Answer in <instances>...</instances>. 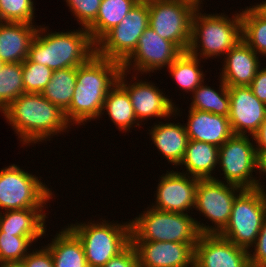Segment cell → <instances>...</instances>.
Listing matches in <instances>:
<instances>
[{"mask_svg": "<svg viewBox=\"0 0 266 267\" xmlns=\"http://www.w3.org/2000/svg\"><path fill=\"white\" fill-rule=\"evenodd\" d=\"M218 159L219 147L210 143L189 140L179 167L182 168V173L189 176L198 179H214L217 177L214 173L218 169Z\"/></svg>", "mask_w": 266, "mask_h": 267, "instance_id": "cb8c5ba5", "label": "cell"}, {"mask_svg": "<svg viewBox=\"0 0 266 267\" xmlns=\"http://www.w3.org/2000/svg\"><path fill=\"white\" fill-rule=\"evenodd\" d=\"M254 4L241 10L242 40L266 58V11Z\"/></svg>", "mask_w": 266, "mask_h": 267, "instance_id": "83f0119b", "label": "cell"}, {"mask_svg": "<svg viewBox=\"0 0 266 267\" xmlns=\"http://www.w3.org/2000/svg\"><path fill=\"white\" fill-rule=\"evenodd\" d=\"M265 11H266V0H262L260 3H258Z\"/></svg>", "mask_w": 266, "mask_h": 267, "instance_id": "ee69618b", "label": "cell"}, {"mask_svg": "<svg viewBox=\"0 0 266 267\" xmlns=\"http://www.w3.org/2000/svg\"><path fill=\"white\" fill-rule=\"evenodd\" d=\"M166 119L168 118H165V123L158 119V123L155 122L153 126H149L148 134L159 154H162L168 164L170 163L175 169L185 156L189 138L183 123L169 122L170 120L167 122Z\"/></svg>", "mask_w": 266, "mask_h": 267, "instance_id": "ffe728a7", "label": "cell"}, {"mask_svg": "<svg viewBox=\"0 0 266 267\" xmlns=\"http://www.w3.org/2000/svg\"><path fill=\"white\" fill-rule=\"evenodd\" d=\"M44 208H27L0 212V232L14 236H46L47 224Z\"/></svg>", "mask_w": 266, "mask_h": 267, "instance_id": "603a6c76", "label": "cell"}, {"mask_svg": "<svg viewBox=\"0 0 266 267\" xmlns=\"http://www.w3.org/2000/svg\"><path fill=\"white\" fill-rule=\"evenodd\" d=\"M0 267H22L21 264H4L0 265Z\"/></svg>", "mask_w": 266, "mask_h": 267, "instance_id": "7bdbcfd3", "label": "cell"}, {"mask_svg": "<svg viewBox=\"0 0 266 267\" xmlns=\"http://www.w3.org/2000/svg\"><path fill=\"white\" fill-rule=\"evenodd\" d=\"M148 26V1L140 0L117 26L96 43V54L122 64L133 53Z\"/></svg>", "mask_w": 266, "mask_h": 267, "instance_id": "7c38bea8", "label": "cell"}, {"mask_svg": "<svg viewBox=\"0 0 266 267\" xmlns=\"http://www.w3.org/2000/svg\"><path fill=\"white\" fill-rule=\"evenodd\" d=\"M139 267H191L196 243L131 241Z\"/></svg>", "mask_w": 266, "mask_h": 267, "instance_id": "ac0fdd59", "label": "cell"}, {"mask_svg": "<svg viewBox=\"0 0 266 267\" xmlns=\"http://www.w3.org/2000/svg\"><path fill=\"white\" fill-rule=\"evenodd\" d=\"M121 64L97 55L77 67V82L69 108L64 112L72 126L100 120L109 90L117 83Z\"/></svg>", "mask_w": 266, "mask_h": 267, "instance_id": "7a4b0ae2", "label": "cell"}, {"mask_svg": "<svg viewBox=\"0 0 266 267\" xmlns=\"http://www.w3.org/2000/svg\"><path fill=\"white\" fill-rule=\"evenodd\" d=\"M51 237L46 247L50 250L55 267H88L85 251L81 240L68 227Z\"/></svg>", "mask_w": 266, "mask_h": 267, "instance_id": "d4e9b609", "label": "cell"}, {"mask_svg": "<svg viewBox=\"0 0 266 267\" xmlns=\"http://www.w3.org/2000/svg\"><path fill=\"white\" fill-rule=\"evenodd\" d=\"M203 6H198L192 18L188 52L204 61L221 59L242 39L241 11L229 17L224 12L203 13Z\"/></svg>", "mask_w": 266, "mask_h": 267, "instance_id": "277c9868", "label": "cell"}, {"mask_svg": "<svg viewBox=\"0 0 266 267\" xmlns=\"http://www.w3.org/2000/svg\"><path fill=\"white\" fill-rule=\"evenodd\" d=\"M39 25L0 21V58L5 63H22Z\"/></svg>", "mask_w": 266, "mask_h": 267, "instance_id": "7402d4cb", "label": "cell"}, {"mask_svg": "<svg viewBox=\"0 0 266 267\" xmlns=\"http://www.w3.org/2000/svg\"><path fill=\"white\" fill-rule=\"evenodd\" d=\"M221 80L228 86H250L260 68L261 58L242 39L222 58Z\"/></svg>", "mask_w": 266, "mask_h": 267, "instance_id": "d6986e66", "label": "cell"}, {"mask_svg": "<svg viewBox=\"0 0 266 267\" xmlns=\"http://www.w3.org/2000/svg\"><path fill=\"white\" fill-rule=\"evenodd\" d=\"M266 216V191L244 189L234 200L229 221L219 233L236 246L250 250Z\"/></svg>", "mask_w": 266, "mask_h": 267, "instance_id": "ba28073f", "label": "cell"}, {"mask_svg": "<svg viewBox=\"0 0 266 267\" xmlns=\"http://www.w3.org/2000/svg\"><path fill=\"white\" fill-rule=\"evenodd\" d=\"M5 62L0 58V70L5 66Z\"/></svg>", "mask_w": 266, "mask_h": 267, "instance_id": "f6af8a7d", "label": "cell"}, {"mask_svg": "<svg viewBox=\"0 0 266 267\" xmlns=\"http://www.w3.org/2000/svg\"><path fill=\"white\" fill-rule=\"evenodd\" d=\"M76 79L77 67L55 70L52 72L50 82L41 94L65 112L70 106L77 82Z\"/></svg>", "mask_w": 266, "mask_h": 267, "instance_id": "4dcf8cb0", "label": "cell"}, {"mask_svg": "<svg viewBox=\"0 0 266 267\" xmlns=\"http://www.w3.org/2000/svg\"><path fill=\"white\" fill-rule=\"evenodd\" d=\"M103 115H108V120H111L121 133L132 132V127H141L127 91L118 82L106 96L100 118H103Z\"/></svg>", "mask_w": 266, "mask_h": 267, "instance_id": "484cf974", "label": "cell"}, {"mask_svg": "<svg viewBox=\"0 0 266 267\" xmlns=\"http://www.w3.org/2000/svg\"><path fill=\"white\" fill-rule=\"evenodd\" d=\"M229 122L234 135L253 136L266 119V105L254 94L250 86L229 87Z\"/></svg>", "mask_w": 266, "mask_h": 267, "instance_id": "e0dca14e", "label": "cell"}, {"mask_svg": "<svg viewBox=\"0 0 266 267\" xmlns=\"http://www.w3.org/2000/svg\"><path fill=\"white\" fill-rule=\"evenodd\" d=\"M195 1L198 2L200 5L205 4V3H203L204 0H195Z\"/></svg>", "mask_w": 266, "mask_h": 267, "instance_id": "bcb514c9", "label": "cell"}, {"mask_svg": "<svg viewBox=\"0 0 266 267\" xmlns=\"http://www.w3.org/2000/svg\"><path fill=\"white\" fill-rule=\"evenodd\" d=\"M22 63H6L0 70V113L25 93Z\"/></svg>", "mask_w": 266, "mask_h": 267, "instance_id": "d6a6232c", "label": "cell"}, {"mask_svg": "<svg viewBox=\"0 0 266 267\" xmlns=\"http://www.w3.org/2000/svg\"><path fill=\"white\" fill-rule=\"evenodd\" d=\"M219 79V88L208 86L206 81L200 84L191 94V103L189 109L210 112L213 114L229 117L230 114V97L229 87ZM205 83V84H204ZM216 89V90H215Z\"/></svg>", "mask_w": 266, "mask_h": 267, "instance_id": "f1b7e54d", "label": "cell"}, {"mask_svg": "<svg viewBox=\"0 0 266 267\" xmlns=\"http://www.w3.org/2000/svg\"><path fill=\"white\" fill-rule=\"evenodd\" d=\"M43 236H14L7 232H0V265L20 264L32 250L33 243ZM32 246V247H31Z\"/></svg>", "mask_w": 266, "mask_h": 267, "instance_id": "1f68e13d", "label": "cell"}, {"mask_svg": "<svg viewBox=\"0 0 266 267\" xmlns=\"http://www.w3.org/2000/svg\"><path fill=\"white\" fill-rule=\"evenodd\" d=\"M256 151H266V119L260 124L259 130L253 135Z\"/></svg>", "mask_w": 266, "mask_h": 267, "instance_id": "b9f144b4", "label": "cell"}, {"mask_svg": "<svg viewBox=\"0 0 266 267\" xmlns=\"http://www.w3.org/2000/svg\"><path fill=\"white\" fill-rule=\"evenodd\" d=\"M42 177L11 164L0 170V212L27 208H48L55 199L52 188ZM54 196V197H53Z\"/></svg>", "mask_w": 266, "mask_h": 267, "instance_id": "52a82bcc", "label": "cell"}, {"mask_svg": "<svg viewBox=\"0 0 266 267\" xmlns=\"http://www.w3.org/2000/svg\"><path fill=\"white\" fill-rule=\"evenodd\" d=\"M244 189L215 179H198L195 207L200 216L207 221L204 224L195 219L201 234H219L227 225L235 198ZM210 220V221H209ZM208 224V225H206Z\"/></svg>", "mask_w": 266, "mask_h": 267, "instance_id": "30bf717a", "label": "cell"}, {"mask_svg": "<svg viewBox=\"0 0 266 267\" xmlns=\"http://www.w3.org/2000/svg\"><path fill=\"white\" fill-rule=\"evenodd\" d=\"M22 267H55L50 250L44 245L32 248L20 263Z\"/></svg>", "mask_w": 266, "mask_h": 267, "instance_id": "74e56055", "label": "cell"}, {"mask_svg": "<svg viewBox=\"0 0 266 267\" xmlns=\"http://www.w3.org/2000/svg\"><path fill=\"white\" fill-rule=\"evenodd\" d=\"M182 51L171 41L160 37L150 26L140 36L133 53L121 64L129 73L149 76L157 70L167 69ZM132 71V72H131Z\"/></svg>", "mask_w": 266, "mask_h": 267, "instance_id": "5bb4252c", "label": "cell"}, {"mask_svg": "<svg viewBox=\"0 0 266 267\" xmlns=\"http://www.w3.org/2000/svg\"><path fill=\"white\" fill-rule=\"evenodd\" d=\"M194 215L157 210L150 205L131 222V241L197 243L201 233Z\"/></svg>", "mask_w": 266, "mask_h": 267, "instance_id": "8992f818", "label": "cell"}, {"mask_svg": "<svg viewBox=\"0 0 266 267\" xmlns=\"http://www.w3.org/2000/svg\"><path fill=\"white\" fill-rule=\"evenodd\" d=\"M195 267H250L249 251L219 234H201L194 249Z\"/></svg>", "mask_w": 266, "mask_h": 267, "instance_id": "2e32d148", "label": "cell"}, {"mask_svg": "<svg viewBox=\"0 0 266 267\" xmlns=\"http://www.w3.org/2000/svg\"><path fill=\"white\" fill-rule=\"evenodd\" d=\"M22 71L25 93H42L50 82L53 72L49 67L31 62L28 58L22 62Z\"/></svg>", "mask_w": 266, "mask_h": 267, "instance_id": "e575fe53", "label": "cell"}, {"mask_svg": "<svg viewBox=\"0 0 266 267\" xmlns=\"http://www.w3.org/2000/svg\"><path fill=\"white\" fill-rule=\"evenodd\" d=\"M35 0H0V21L35 24Z\"/></svg>", "mask_w": 266, "mask_h": 267, "instance_id": "836d02e7", "label": "cell"}, {"mask_svg": "<svg viewBox=\"0 0 266 267\" xmlns=\"http://www.w3.org/2000/svg\"><path fill=\"white\" fill-rule=\"evenodd\" d=\"M200 58L193 56L188 51L182 52L175 61L167 68L171 78L176 81L180 90L191 93L203 82L205 76ZM169 69V70H168Z\"/></svg>", "mask_w": 266, "mask_h": 267, "instance_id": "f546056e", "label": "cell"}, {"mask_svg": "<svg viewBox=\"0 0 266 267\" xmlns=\"http://www.w3.org/2000/svg\"><path fill=\"white\" fill-rule=\"evenodd\" d=\"M249 263L250 267H266V216L257 240L249 250Z\"/></svg>", "mask_w": 266, "mask_h": 267, "instance_id": "8d00e7d4", "label": "cell"}, {"mask_svg": "<svg viewBox=\"0 0 266 267\" xmlns=\"http://www.w3.org/2000/svg\"><path fill=\"white\" fill-rule=\"evenodd\" d=\"M100 220V221H99ZM102 220V221H101ZM67 224L81 240L88 267H103L131 243V222L106 219Z\"/></svg>", "mask_w": 266, "mask_h": 267, "instance_id": "5b68a950", "label": "cell"}, {"mask_svg": "<svg viewBox=\"0 0 266 267\" xmlns=\"http://www.w3.org/2000/svg\"><path fill=\"white\" fill-rule=\"evenodd\" d=\"M1 115L12 127L23 147L47 143L53 136L69 133L72 127L64 112L41 93L21 94Z\"/></svg>", "mask_w": 266, "mask_h": 267, "instance_id": "6da1fadb", "label": "cell"}, {"mask_svg": "<svg viewBox=\"0 0 266 267\" xmlns=\"http://www.w3.org/2000/svg\"><path fill=\"white\" fill-rule=\"evenodd\" d=\"M103 267H139L135 247L130 243L122 252L111 258Z\"/></svg>", "mask_w": 266, "mask_h": 267, "instance_id": "f35d334b", "label": "cell"}, {"mask_svg": "<svg viewBox=\"0 0 266 267\" xmlns=\"http://www.w3.org/2000/svg\"><path fill=\"white\" fill-rule=\"evenodd\" d=\"M49 30L48 26L39 25L29 48L28 59L31 62L55 71L79 67L96 53V44L86 28L79 26L73 31L60 32Z\"/></svg>", "mask_w": 266, "mask_h": 267, "instance_id": "3957f363", "label": "cell"}, {"mask_svg": "<svg viewBox=\"0 0 266 267\" xmlns=\"http://www.w3.org/2000/svg\"><path fill=\"white\" fill-rule=\"evenodd\" d=\"M218 165V171H222L220 175L225 181L220 177L215 180L243 189H257V178L253 175V172L257 174V151L253 136L233 134L219 147Z\"/></svg>", "mask_w": 266, "mask_h": 267, "instance_id": "8fae6325", "label": "cell"}, {"mask_svg": "<svg viewBox=\"0 0 266 267\" xmlns=\"http://www.w3.org/2000/svg\"><path fill=\"white\" fill-rule=\"evenodd\" d=\"M169 170L159 175L151 207L166 212L190 214L195 207L198 178L180 171Z\"/></svg>", "mask_w": 266, "mask_h": 267, "instance_id": "9a60e30c", "label": "cell"}, {"mask_svg": "<svg viewBox=\"0 0 266 267\" xmlns=\"http://www.w3.org/2000/svg\"><path fill=\"white\" fill-rule=\"evenodd\" d=\"M199 5L195 0H148L149 26L186 52L191 41L192 18Z\"/></svg>", "mask_w": 266, "mask_h": 267, "instance_id": "9c48e42d", "label": "cell"}, {"mask_svg": "<svg viewBox=\"0 0 266 267\" xmlns=\"http://www.w3.org/2000/svg\"><path fill=\"white\" fill-rule=\"evenodd\" d=\"M188 122L184 123L189 140L223 145L232 135L228 117L210 112L188 109Z\"/></svg>", "mask_w": 266, "mask_h": 267, "instance_id": "44dd1931", "label": "cell"}, {"mask_svg": "<svg viewBox=\"0 0 266 267\" xmlns=\"http://www.w3.org/2000/svg\"><path fill=\"white\" fill-rule=\"evenodd\" d=\"M257 173L256 175H259L258 177L256 176V178H259L256 179L257 189L266 191L265 185L262 184L263 182H260L261 176L266 175V151H257Z\"/></svg>", "mask_w": 266, "mask_h": 267, "instance_id": "60d3db41", "label": "cell"}, {"mask_svg": "<svg viewBox=\"0 0 266 267\" xmlns=\"http://www.w3.org/2000/svg\"><path fill=\"white\" fill-rule=\"evenodd\" d=\"M77 24L87 28L97 17L102 0H64Z\"/></svg>", "mask_w": 266, "mask_h": 267, "instance_id": "d590c367", "label": "cell"}, {"mask_svg": "<svg viewBox=\"0 0 266 267\" xmlns=\"http://www.w3.org/2000/svg\"><path fill=\"white\" fill-rule=\"evenodd\" d=\"M129 74L132 75L130 76L132 78L129 79L131 81L127 79V77H129L127 75ZM139 79H141L140 74H131L125 70H121L117 82L127 91L137 121L141 125H143L145 121L147 123L148 119L151 120L154 117V119H156V117L161 119H172L175 117L173 120L181 117L182 111L180 108L172 102L173 100H171L168 95H165L163 89H159L157 83L155 84L154 82L152 83V81L148 82V80Z\"/></svg>", "mask_w": 266, "mask_h": 267, "instance_id": "4fadbf2b", "label": "cell"}, {"mask_svg": "<svg viewBox=\"0 0 266 267\" xmlns=\"http://www.w3.org/2000/svg\"><path fill=\"white\" fill-rule=\"evenodd\" d=\"M140 0H102L96 19L86 28L96 44L117 26Z\"/></svg>", "mask_w": 266, "mask_h": 267, "instance_id": "4316f807", "label": "cell"}, {"mask_svg": "<svg viewBox=\"0 0 266 267\" xmlns=\"http://www.w3.org/2000/svg\"><path fill=\"white\" fill-rule=\"evenodd\" d=\"M250 87L253 94L266 105V66L258 69Z\"/></svg>", "mask_w": 266, "mask_h": 267, "instance_id": "ab89813d", "label": "cell"}]
</instances>
